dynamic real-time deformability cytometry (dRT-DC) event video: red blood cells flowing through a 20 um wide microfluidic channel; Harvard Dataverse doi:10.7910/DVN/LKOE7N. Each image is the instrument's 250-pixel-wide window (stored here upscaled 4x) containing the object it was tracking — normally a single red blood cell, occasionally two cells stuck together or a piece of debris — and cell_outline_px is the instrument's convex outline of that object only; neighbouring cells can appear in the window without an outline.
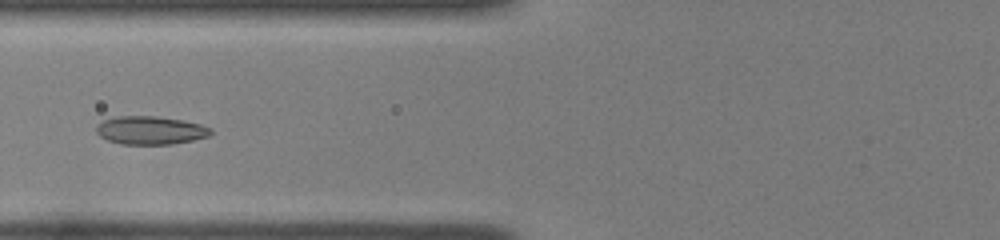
{"species": "common noctule bat (a hibernating species)", "species_latin": "Nyctalus noctula", "temperature_condition": "room temperature", "stored_images_in_passage": 50, "camera_frame_rate_fps": 3000, "um_per_image_px": 0.085, "animal": {"sex": "female", "body_mass_g": 22.0, "forearm_length_mm": 56.7}, "frame": {"image": 1, "passage_image": 21, "time_ms": 6.667, "image_size_px": [1000, 240], "cell_outline_px": [[212, 132], [208, 136], [192, 140], [172, 144], [120, 144], [108, 140], [100, 136], [96, 132], [96, 124], [104, 120], [116, 116], [152, 116], [180, 120], [200, 124], [212, 128]], "centroid_in_image_um": [12.75, 11.08], "position_along_channel_um": 113.0, "area_um2": 18.73}}
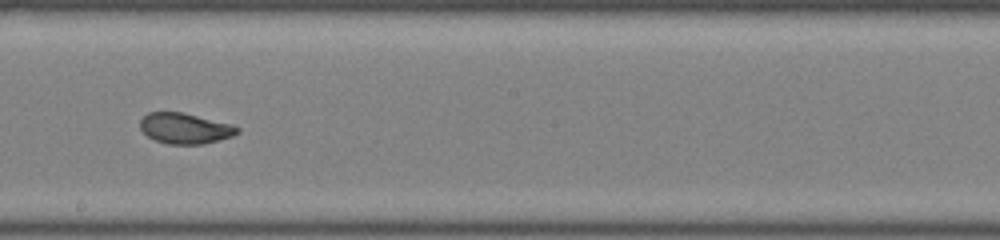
{"frame": {"image": 2, "passage_image": 30, "time_ms": 9.667, "image_size_px": [1000, 240], "cell_outline_px": [[240, 132], [232, 136], [204, 144], [168, 144], [156, 140], [148, 136], [140, 128], [140, 120], [148, 112], [180, 112], [232, 124], [240, 128]], "centroid_in_image_um": [15.73, 10.91], "position_along_channel_um": 232.5, "area_um2": 17.22}}
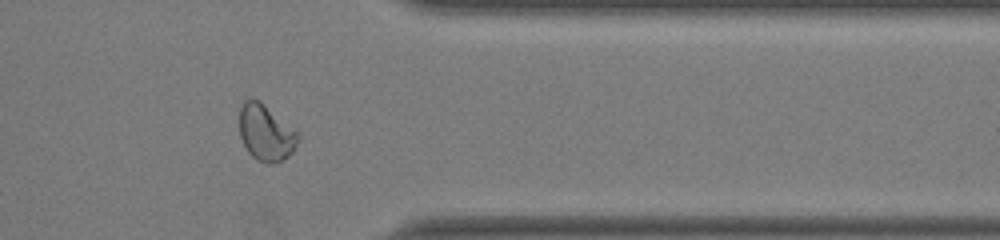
{"frame": {"image": 3, "passage_image": 42, "time_ms": 13.667, "image_size_px": [1000, 240], "cell_outline_px": [[300, 140], [292, 152], [284, 160], [268, 164], [256, 160], [248, 152], [240, 136], [240, 108], [244, 100], [260, 100], [296, 132], [300, 136]], "centroid_in_image_um": [22.59, 11.31], "position_along_channel_um": 388.8, "area_um2": 18.96}, "authors_computed_cell_mechanics": {"area_um2": 18.2937, "velocity_mm_per_s": 3.9911, "shape_relaxation_time_tau1_ms": 7.4209, "shape_relaxation_time_tau2_ms": 0.6909, "deformation_change_tau1": 0.2119, "deformation_change_tau2": 0.0462}}